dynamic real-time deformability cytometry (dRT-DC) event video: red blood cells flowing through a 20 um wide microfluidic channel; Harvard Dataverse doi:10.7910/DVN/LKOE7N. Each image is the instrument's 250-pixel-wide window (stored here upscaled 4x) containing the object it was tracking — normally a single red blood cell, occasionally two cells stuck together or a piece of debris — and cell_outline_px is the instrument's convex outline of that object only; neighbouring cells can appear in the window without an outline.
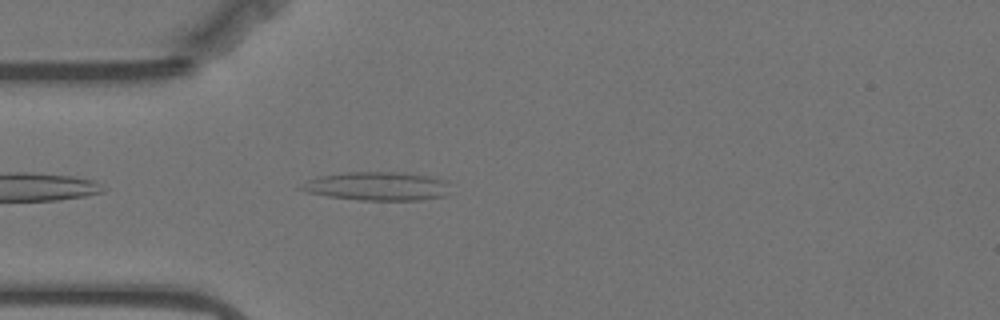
{"species": "Egyptian fruit bat (a non-hibernating species)", "species_latin": "Rousettus aegyptiacus", "temperature_condition": "warm", "stored_images_in_passage": 44, "camera_frame_rate_fps": 3000, "um_per_image_px": 0.085, "animal": {"sex": "female"}, "frame": {"image": 1, "passage_image": 3, "time_ms": 0.667, "image_size_px": [1000, 320], "cell_outline_px": [[448, 196], [420, 200], [356, 200], [328, 196], [308, 192], [296, 188], [308, 180], [320, 176], [344, 172], [396, 172], [424, 176], [444, 180], [448, 184]], "centroid_in_image_um": [32.04, 15.84], "position_along_channel_um": 53.0, "area_um2": 24.74}}
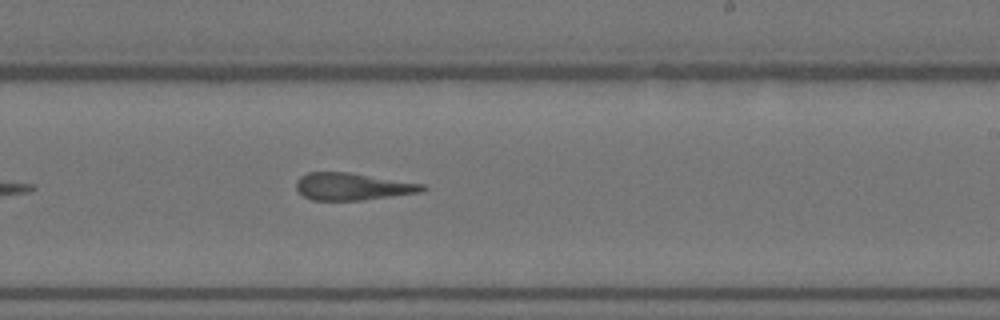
{"frame": {"image": 2, "passage_image": 21, "time_ms": 6.667, "image_size_px": [1000, 320], "cell_outline_px": [[428, 188], [420, 192], [392, 196], [360, 200], [312, 200], [304, 196], [296, 188], [296, 180], [300, 176], [308, 172], [348, 172], [424, 184]], "centroid_in_image_um": [29.94, 15.85], "position_along_channel_um": 259.1, "area_um2": 19.88}}
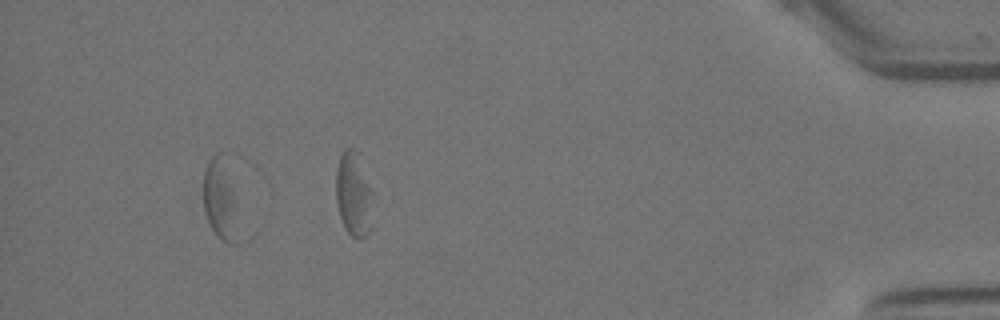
{"frame": {"image": 3, "passage_image": 38, "time_ms": 12.333, "image_size_px": [1000, 320], "cell_outline_px": [[260, 228], [256, 236], [240, 244], [228, 244], [212, 228], [204, 212], [204, 172], [212, 156], [220, 152]], "centroid_in_image_um": [19.29, 17.37], "position_along_channel_um": 415.9, "area_um2": 22.31}, "authors_computed_cell_mechanics": {"area_um2": 20.4323, "velocity_mm_per_s": 3.5125, "shape_relaxation_time_tau1_ms": 10.2099, "shape_relaxation_time_tau2_ms": 2.8086, "deformation_change_tau1": 0.207, "deformation_change_tau2": 0.1484}}